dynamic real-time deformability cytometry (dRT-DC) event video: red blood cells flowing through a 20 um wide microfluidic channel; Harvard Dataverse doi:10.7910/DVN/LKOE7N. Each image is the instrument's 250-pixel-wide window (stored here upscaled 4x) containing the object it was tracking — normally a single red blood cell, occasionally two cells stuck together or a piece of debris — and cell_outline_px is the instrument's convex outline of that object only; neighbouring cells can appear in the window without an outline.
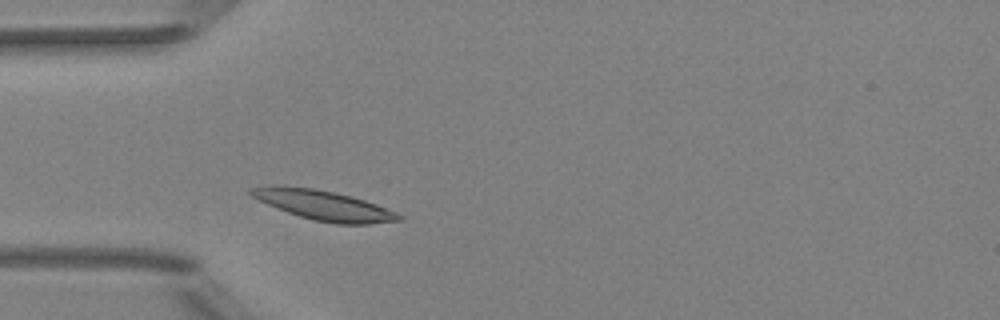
{"species": "Egyptian fruit bat (a non-hibernating species)", "species_latin": "Rousettus aegyptiacus", "temperature_condition": "room temperature", "stored_images_in_passage": 32, "camera_frame_rate_fps": 3000, "um_per_image_px": 0.085, "animal": {"sex": "female"}, "frame": {"image": 1, "passage_image": 1, "time_ms": 0.0, "image_size_px": [1000, 320], "cell_outline_px": [[404, 220], [368, 224], [336, 224], [312, 220], [288, 212], [268, 204], [252, 196], [248, 192], [248, 188], [312, 188], [352, 196], [376, 204], [396, 212], [404, 216]], "centroid_in_image_um": [27.66, 17.5], "position_along_channel_um": 57.3, "area_um2": 24.74}}
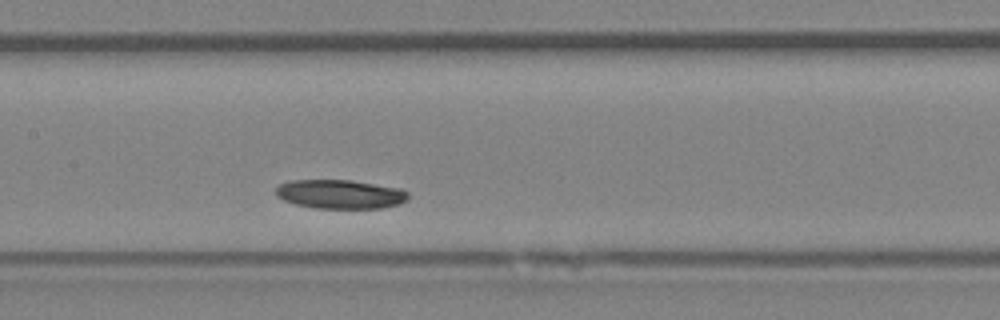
{"frame": {"image": 2, "passage_image": 11, "time_ms": 3.333, "image_size_px": [1000, 320], "cell_outline_px": [[408, 200], [400, 204], [384, 208], [316, 208], [296, 204], [284, 200], [276, 196], [276, 188], [280, 184], [292, 180], [352, 180], [404, 188], [408, 192]], "centroid_in_image_um": [28.98, 16.5], "position_along_channel_um": 178.4, "area_um2": 22.6}}
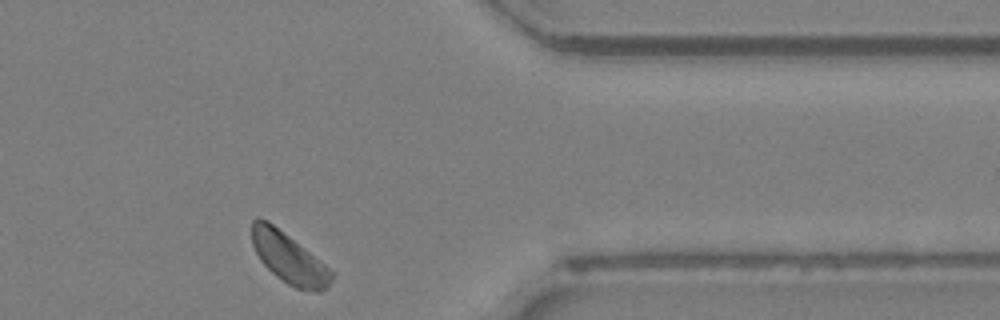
{"frame": {"image": 3, "passage_image": 29, "time_ms": 9.333, "image_size_px": [1000, 320], "cell_outline_px": [[332, 280], [328, 288], [320, 292], [316, 292], [296, 288], [288, 284], [276, 276], [260, 260], [252, 244], [252, 220], [256, 216], [268, 220], [304, 248], [324, 264], [332, 272]], "centroid_in_image_um": [24.53, 21.94], "position_along_channel_um": 386.9, "area_um2": 23.12}, "authors_computed_cell_mechanics": {"area_um2": 23.12, "velocity_mm_per_s": 3.7521, "shape_relaxation_time_tau1_ms": 1.134, "shape_relaxation_time_tau2_ms": null, "deformation_change_tau1": 0.0448, "deformation_change_tau2": null}}